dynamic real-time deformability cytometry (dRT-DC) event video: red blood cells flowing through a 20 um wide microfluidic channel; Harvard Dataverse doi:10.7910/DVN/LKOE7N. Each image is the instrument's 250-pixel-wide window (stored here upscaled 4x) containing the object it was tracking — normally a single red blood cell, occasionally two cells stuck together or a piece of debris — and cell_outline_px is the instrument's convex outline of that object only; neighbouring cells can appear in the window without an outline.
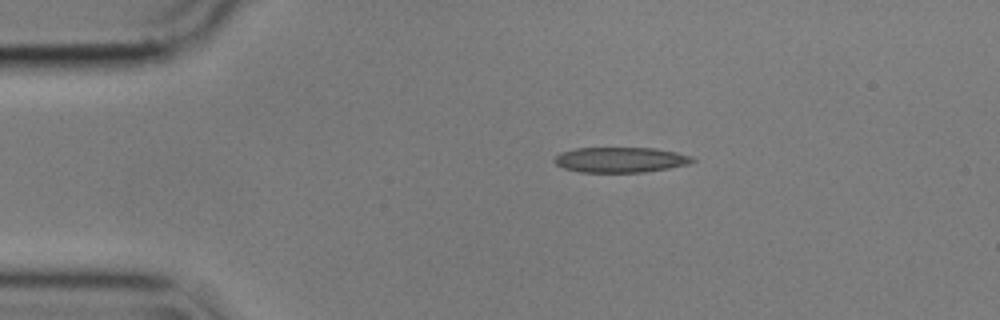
{"species": "common noctule bat (a hibernating species)", "species_latin": "Nyctalus noctula", "temperature_condition": "cold", "stored_images_in_passage": 46, "camera_frame_rate_fps": 3000, "um_per_image_px": 0.085, "animal": {"sex": "male", "body_mass_g": 17.9}, "frame": {"image": 1, "passage_image": 1, "time_ms": 0.0, "image_size_px": [1000, 320], "cell_outline_px": [[696, 160], [688, 164], [668, 168], [644, 172], [580, 172], [564, 168], [556, 164], [552, 160], [560, 152], [576, 148], [656, 148], [676, 152], [692, 156]], "centroid_in_image_um": [52.73, 13.58], "position_along_channel_um": 32.3, "area_um2": 20.35}}
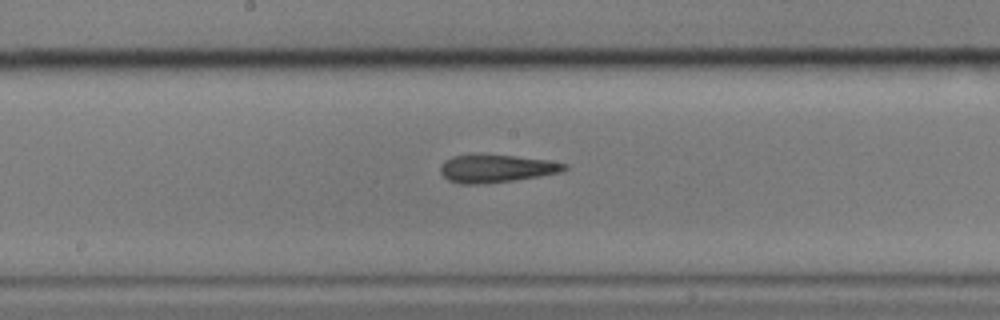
{"frame": {"image": 2, "passage_image": 19, "time_ms": 6.0, "image_size_px": [1000, 320], "cell_outline_px": [[568, 168], [560, 172], [540, 176], [512, 180], [480, 184], [460, 184], [448, 180], [440, 172], [440, 168], [444, 160], [452, 156], [472, 152], [484, 152], [548, 160], [568, 164]], "centroid_in_image_um": [42.13, 14.28], "position_along_channel_um": 206.1, "area_um2": 20.75}}
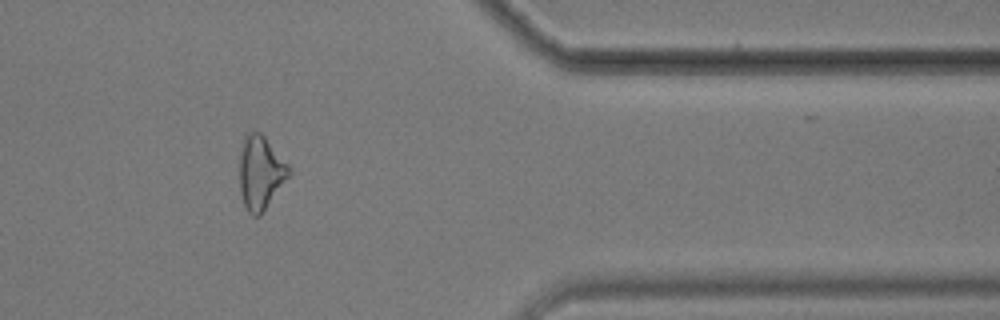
{"frame": {"image": 3, "passage_image": 36, "time_ms": 11.667, "image_size_px": [1000, 320], "cell_outline_px": [[292, 172], [260, 216], [252, 216], [248, 212], [244, 204], [240, 192], [240, 156], [244, 136], [248, 132], [260, 132], [264, 136], [292, 168]], "centroid_in_image_um": [22.16, 14.68], "position_along_channel_um": 389.2, "area_um2": 21.1}, "authors_computed_cell_mechanics": {"area_um2": 20.8658, "velocity_mm_per_s": 3.594, "shape_relaxation_time_tau1_ms": null, "shape_relaxation_time_tau2_ms": 4.2876, "deformation_change_tau1": null, "deformation_change_tau2": 0.1601}}